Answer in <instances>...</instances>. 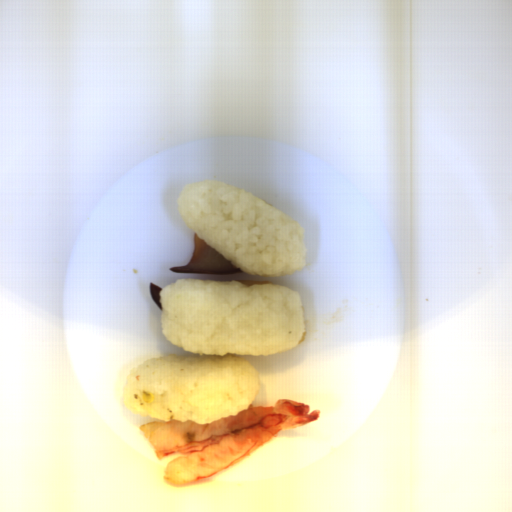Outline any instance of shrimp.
Instances as JSON below:
<instances>
[{
	"mask_svg": "<svg viewBox=\"0 0 512 512\" xmlns=\"http://www.w3.org/2000/svg\"><path fill=\"white\" fill-rule=\"evenodd\" d=\"M291 399L271 407L249 404L237 415L211 423L155 419L139 426L160 461L178 455L163 468V479L176 486L191 485L235 466L280 431L297 429L320 419V410Z\"/></svg>",
	"mask_w": 512,
	"mask_h": 512,
	"instance_id": "obj_1",
	"label": "shrimp"
}]
</instances>
